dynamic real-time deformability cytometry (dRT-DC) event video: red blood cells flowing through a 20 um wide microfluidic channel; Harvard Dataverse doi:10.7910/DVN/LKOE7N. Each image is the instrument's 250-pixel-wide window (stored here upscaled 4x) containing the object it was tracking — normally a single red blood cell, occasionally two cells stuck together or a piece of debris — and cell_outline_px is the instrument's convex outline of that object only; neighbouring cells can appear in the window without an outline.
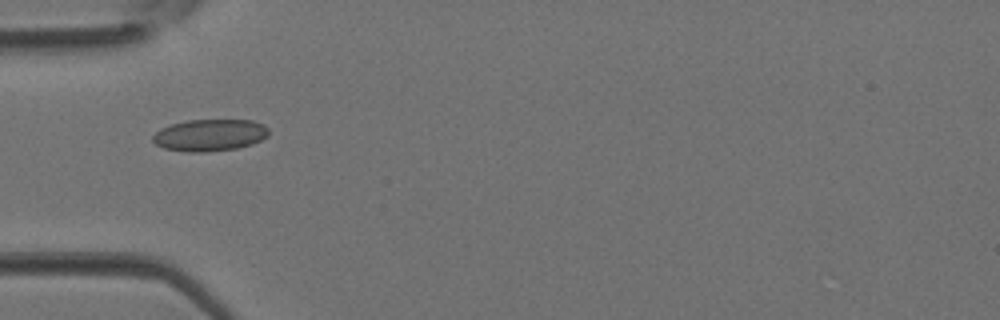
{"species": "Egyptian fruit bat (a non-hibernating species)", "species_latin": "Rousettus aegyptiacus", "temperature_condition": "room temperature", "stored_images_in_passage": 5, "camera_frame_rate_fps": 3000, "um_per_image_px": 0.085, "animal": {"sex": "female"}, "frame": {"image": 1, "passage_image": 4, "time_ms": 1.0, "image_size_px": [1000, 320], "cell_outline_px": [[268, 136], [252, 144], [236, 148], [204, 152], [188, 152], [164, 148], [156, 144], [152, 140], [152, 136], [160, 128], [172, 124], [188, 120], [252, 120], [264, 124], [268, 128]], "centroid_in_image_um": [17.83, 11.48], "position_along_channel_um": 67.2, "area_um2": 21.5}}
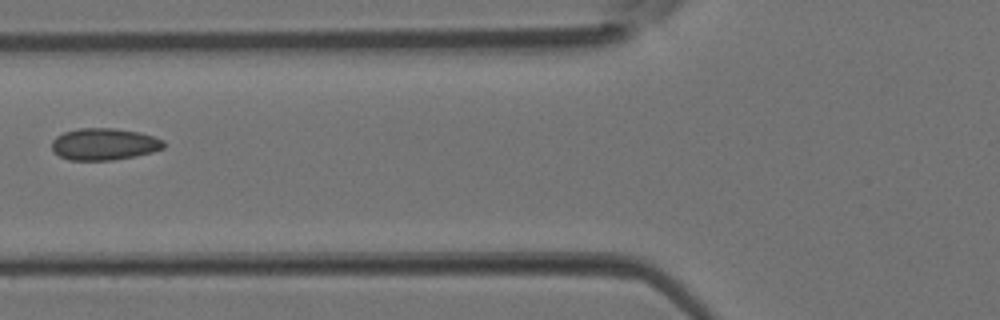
{"frame": {"image": 2, "passage_image": 5, "time_ms": 1.333, "image_size_px": [1000, 320], "cell_outline_px": [[164, 148], [152, 152], [136, 156], [112, 160], [68, 160], [60, 156], [52, 148], [52, 140], [56, 136], [64, 132], [80, 128], [112, 128], [140, 132], [164, 140]], "centroid_in_image_um": [8.86, 12.25], "position_along_channel_um": 116.9, "area_um2": 20.75}}